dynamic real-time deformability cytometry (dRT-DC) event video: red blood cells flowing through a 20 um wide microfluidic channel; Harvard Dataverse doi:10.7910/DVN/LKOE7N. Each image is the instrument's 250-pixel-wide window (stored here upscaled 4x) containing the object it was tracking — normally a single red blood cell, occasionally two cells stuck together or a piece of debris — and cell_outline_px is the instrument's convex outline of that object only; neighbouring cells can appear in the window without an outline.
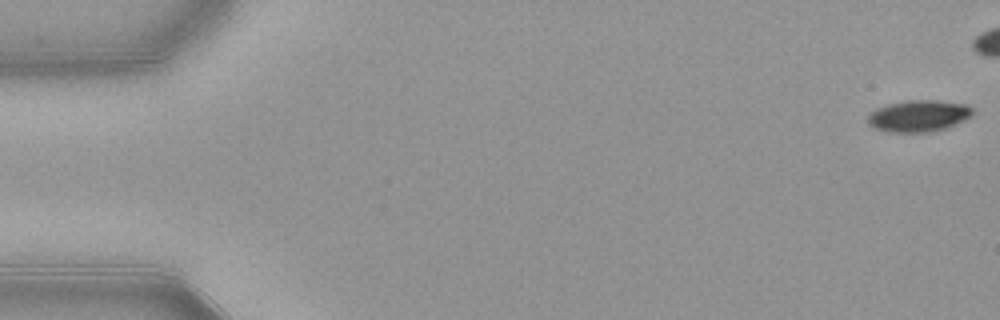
{"species": "common noctule bat (a hibernating species)", "species_latin": "Nyctalus noctula", "temperature_condition": "warm", "stored_images_in_passage": 43, "camera_frame_rate_fps": 3000, "um_per_image_px": 0.085, "animal": {"sex": "female", "body_mass_g": 21.9}, "frame": {"image": 1, "passage_image": 1, "time_ms": 0.0, "image_size_px": [1000, 320], "cell_outline_px": [[972, 116], [964, 120], [944, 128], [928, 132], [888, 132], [872, 128], [868, 124], [868, 116], [876, 108], [888, 104], [904, 100], [936, 100], [968, 104], [972, 108]], "centroid_in_image_um": [78.06, 9.84], "position_along_channel_um": 6.9, "area_um2": 19.36}}
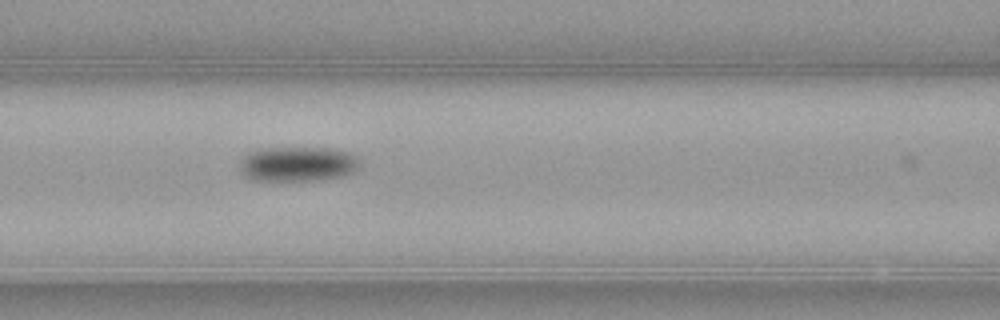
{"frame": {"image": 2, "passage_image": 23, "time_ms": 7.333, "image_size_px": [1000, 320], "cell_outline_px": [[360, 164], [352, 172], [344, 176], [312, 180], [252, 180], [244, 176], [240, 168], [240, 160], [248, 152], [256, 148], [332, 148], [352, 152], [360, 156]], "centroid_in_image_um": [25.32, 13.92], "position_along_channel_um": 141.3, "area_um2": 24.68}}
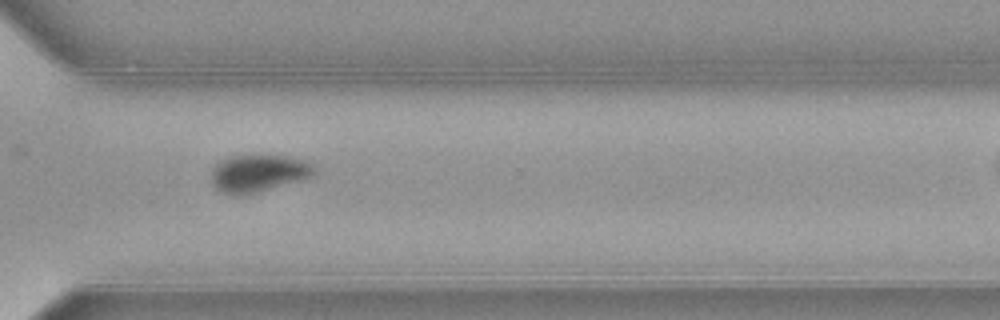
{"frame": {"image": 3, "passage_image": 39, "time_ms": 12.667, "image_size_px": [1000, 320], "cell_outline_px": [[316, 172], [312, 176], [304, 180], [256, 192], [232, 196], [216, 188], [212, 184], [212, 168], [220, 160], [232, 156], [292, 156], [308, 160], [316, 168]], "centroid_in_image_um": [22.02, 14.72], "position_along_channel_um": 348.6, "area_um2": 22.48}}